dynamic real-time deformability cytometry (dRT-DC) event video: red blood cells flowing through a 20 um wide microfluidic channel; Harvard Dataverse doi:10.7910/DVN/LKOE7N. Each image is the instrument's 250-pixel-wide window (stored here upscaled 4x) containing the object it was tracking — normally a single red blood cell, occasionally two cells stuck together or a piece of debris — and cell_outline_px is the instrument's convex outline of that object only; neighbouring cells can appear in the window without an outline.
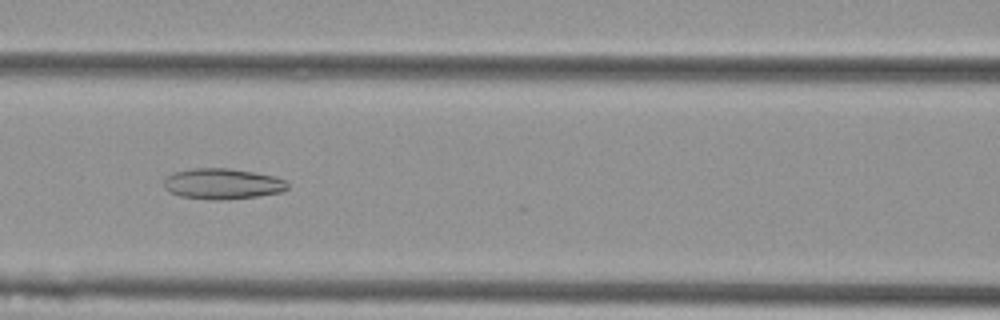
{"species": "Egyptian fruit bat (a non-hibernating species)", "species_latin": "Rousettus aegyptiacus", "temperature_condition": "cold", "stored_images_in_passage": 41, "camera_frame_rate_fps": 3000, "um_per_image_px": 0.085, "animal": {"sex": "female"}, "frame": {"image": 1, "passage_image": 18, "time_ms": 5.667, "image_size_px": [1000, 320], "cell_outline_px": [[288, 188], [284, 192], [228, 200], [208, 200], [180, 196], [168, 192], [164, 188], [164, 180], [172, 172], [192, 168], [228, 168], [256, 172], [272, 176], [284, 180], [288, 184]], "centroid_in_image_um": [18.89, 15.63], "position_along_channel_um": 147.7, "area_um2": 22.43}}
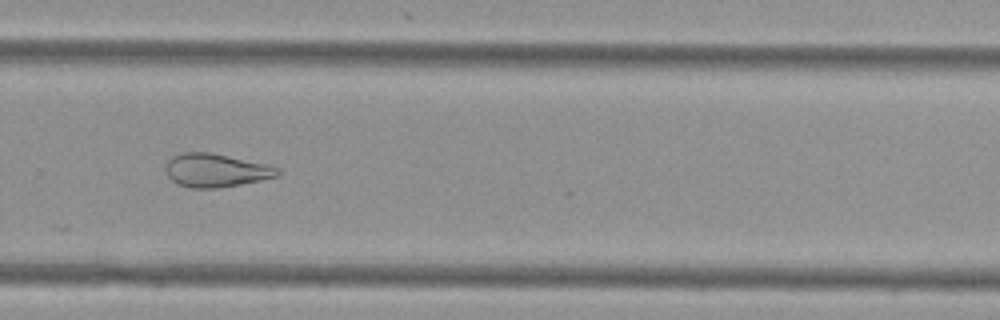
{"frame": {"image": 2, "passage_image": 31, "time_ms": 10.0, "image_size_px": [1000, 320], "cell_outline_px": [[280, 172], [276, 176], [260, 180], [240, 184], [216, 188], [192, 188], [176, 184], [168, 176], [164, 168], [168, 160], [172, 156], [180, 152], [208, 152], [268, 164], [280, 168]], "centroid_in_image_um": [18.31, 14.47], "position_along_channel_um": 311.5, "area_um2": 21.79}}
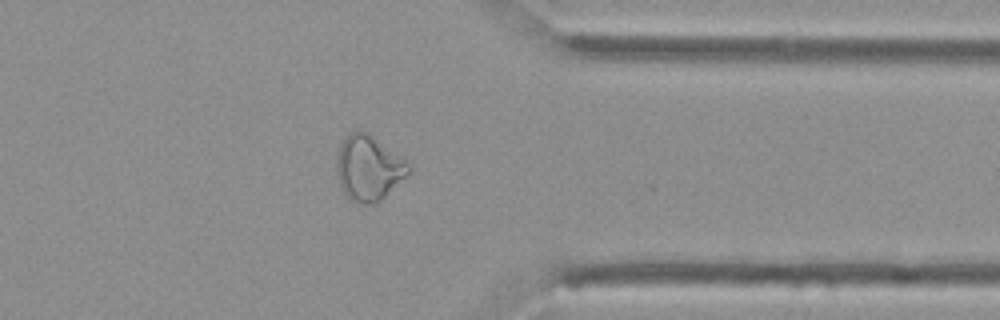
{"frame": {"image": 3, "passage_image": 37, "time_ms": 12.0, "image_size_px": [1000, 320], "cell_outline_px": [[412, 172], [376, 204], [360, 204], [348, 200], [340, 188], [336, 172], [336, 160], [340, 144], [356, 128], [360, 128], [368, 132], [408, 160], [412, 168]], "centroid_in_image_um": [31.35, 14.28], "position_along_channel_um": 380.1, "area_um2": 28.15}, "authors_computed_cell_mechanics": {"area_um2": 22.831, "velocity_mm_per_s": 3.7959, "shape_relaxation_time_tau1_ms": null, "shape_relaxation_time_tau2_ms": 5.5805, "deformation_change_tau1": null, "deformation_change_tau2": 0.1476}}